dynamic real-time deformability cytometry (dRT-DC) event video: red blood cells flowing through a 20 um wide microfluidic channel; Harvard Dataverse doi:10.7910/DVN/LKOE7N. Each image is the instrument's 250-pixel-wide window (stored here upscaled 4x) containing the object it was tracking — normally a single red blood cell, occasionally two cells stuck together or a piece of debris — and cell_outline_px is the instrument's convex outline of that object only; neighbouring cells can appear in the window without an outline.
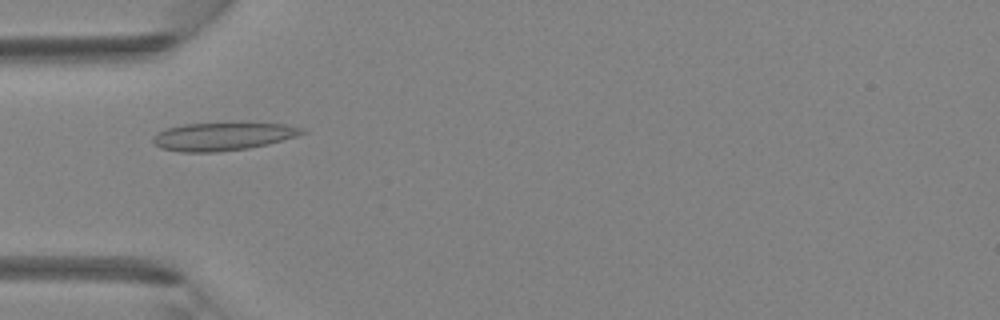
{"species": "Egyptian fruit bat (a non-hibernating species)", "species_latin": "Rousettus aegyptiacus", "temperature_condition": "room temperature", "stored_images_in_passage": 5, "camera_frame_rate_fps": 3000, "um_per_image_px": 0.085, "animal": {"sex": "female"}, "frame": {"image": 1, "passage_image": 4, "time_ms": 1.0, "image_size_px": [1000, 320], "cell_outline_px": [[308, 132], [296, 136], [268, 144], [248, 148], [216, 152], [180, 152], [160, 148], [152, 140], [152, 136], [156, 132], [168, 128], [184, 124], [284, 124], [304, 128]], "centroid_in_image_um": [18.91, 11.61], "position_along_channel_um": 66.1, "area_um2": 23.99}}
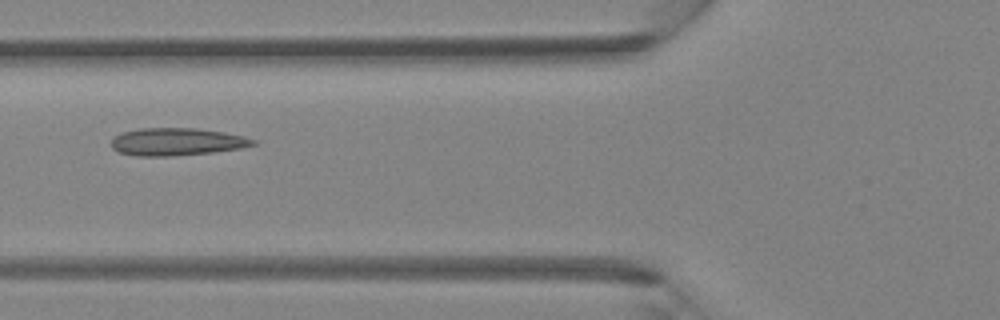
{"frame": {"image": 2, "passage_image": 5, "time_ms": 1.333, "image_size_px": [1000, 320], "cell_outline_px": [[256, 144], [240, 148], [212, 152], [172, 156], [136, 156], [120, 152], [112, 148], [112, 136], [124, 132], [140, 128], [196, 128], [224, 132], [244, 136], [256, 140]], "centroid_in_image_um": [15.02, 12.05], "position_along_channel_um": 110.8, "area_um2": 22.72}}